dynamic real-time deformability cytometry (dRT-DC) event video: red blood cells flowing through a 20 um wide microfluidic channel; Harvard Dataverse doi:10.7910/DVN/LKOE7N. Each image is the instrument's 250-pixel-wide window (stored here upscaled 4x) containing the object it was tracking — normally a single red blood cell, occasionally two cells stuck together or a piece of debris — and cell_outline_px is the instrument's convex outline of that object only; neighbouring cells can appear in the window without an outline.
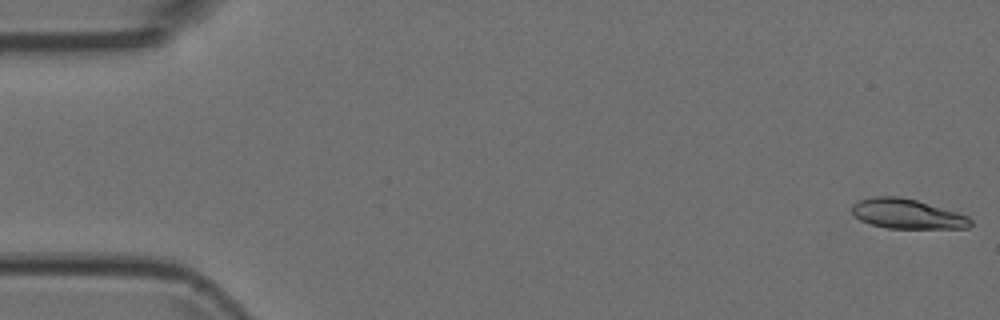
{"species": "Egyptian fruit bat (a non-hibernating species)", "species_latin": "Rousettus aegyptiacus", "temperature_condition": "room temperature", "stored_images_in_passage": 6, "camera_frame_rate_fps": 3000, "um_per_image_px": 0.085, "animal": {"sex": "female"}, "frame": {"image": 1, "passage_image": 1, "time_ms": 0.0, "image_size_px": [1000, 320], "cell_outline_px": [[972, 224], [968, 228], [888, 228], [872, 224], [860, 220], [852, 212], [852, 204], [856, 200], [872, 196], [900, 196], [916, 200], [956, 212], [968, 216], [972, 220]], "centroid_in_image_um": [77.08, 18.17], "position_along_channel_um": 7.9, "area_um2": 20.52}}
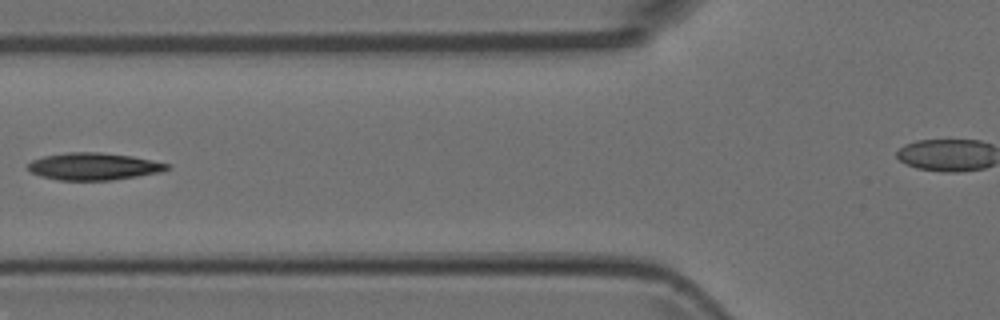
{"frame": {"image": 2, "passage_image": 6, "time_ms": 1.667, "image_size_px": [1000, 320], "cell_outline_px": [[168, 168], [160, 172], [112, 180], [56, 180], [40, 176], [32, 172], [28, 168], [28, 164], [32, 160], [44, 156], [68, 152], [100, 152], [132, 156], [168, 164]], "centroid_in_image_um": [7.91, 14.14], "position_along_channel_um": 117.9, "area_um2": 21.79}}